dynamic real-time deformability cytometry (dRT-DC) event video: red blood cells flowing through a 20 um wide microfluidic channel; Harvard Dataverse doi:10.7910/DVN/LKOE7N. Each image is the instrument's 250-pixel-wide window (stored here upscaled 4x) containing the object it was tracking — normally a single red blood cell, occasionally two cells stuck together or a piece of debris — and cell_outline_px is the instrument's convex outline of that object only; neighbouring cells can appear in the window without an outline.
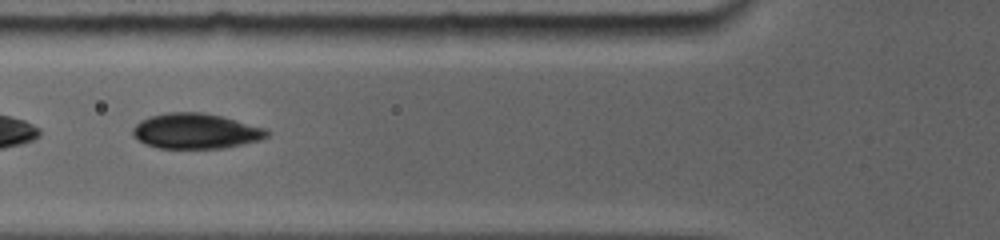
{"species": "common noctule bat (a hibernating species)", "species_latin": "Nyctalus noctula", "temperature_condition": "room temperature", "stored_images_in_passage": 23, "camera_frame_rate_fps": 5000, "um_per_image_px": 0.085, "animal": {"sex": "female", "body_mass_g": 19.0, "forearm_length_mm": 56.7}, "frame": {"image": 1, "passage_image": 7, "time_ms": 2.2, "image_size_px": [1000, 240], "cell_outline_px": [[268, 136], [256, 140], [224, 148], [160, 148], [148, 144], [140, 140], [132, 132], [136, 124], [140, 120], [152, 116], [168, 112], [200, 112], [220, 116], [264, 128], [268, 132]], "centroid_in_image_um": [16.61, 11.14], "position_along_channel_um": 109.2, "area_um2": 26.88}}